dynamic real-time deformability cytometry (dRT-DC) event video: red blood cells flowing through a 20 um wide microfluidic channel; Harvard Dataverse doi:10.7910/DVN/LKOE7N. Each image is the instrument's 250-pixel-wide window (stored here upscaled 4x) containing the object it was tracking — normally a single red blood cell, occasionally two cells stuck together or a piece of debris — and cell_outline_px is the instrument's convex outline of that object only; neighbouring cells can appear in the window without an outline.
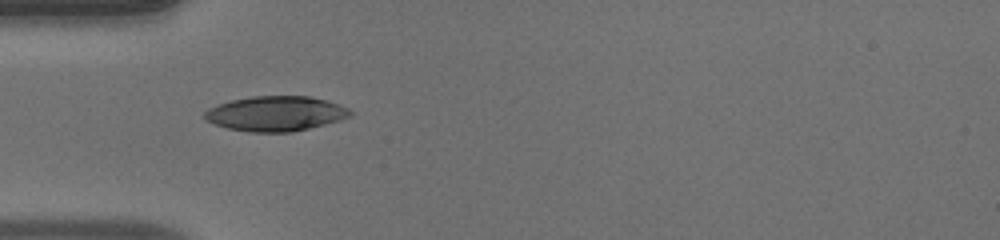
{"species": "human", "species_latin": "Homo sapiens", "temperature_condition": "warm", "stored_images_in_passage": 35, "camera_frame_rate_fps": 3000, "um_per_image_px": 0.085, "donor": {"sex": "male"}, "frame": {"image": 1, "passage_image": 1, "time_ms": 0.0, "image_size_px": [1000, 240], "cell_outline_px": [[352, 116], [340, 120], [292, 132], [248, 132], [228, 128], [204, 120], [204, 112], [208, 108], [216, 104], [232, 100], [252, 96], [308, 96], [324, 100], [348, 108], [352, 112]], "centroid_in_image_um": [23.39, 9.66], "position_along_channel_um": 61.6, "area_um2": 29.54}}
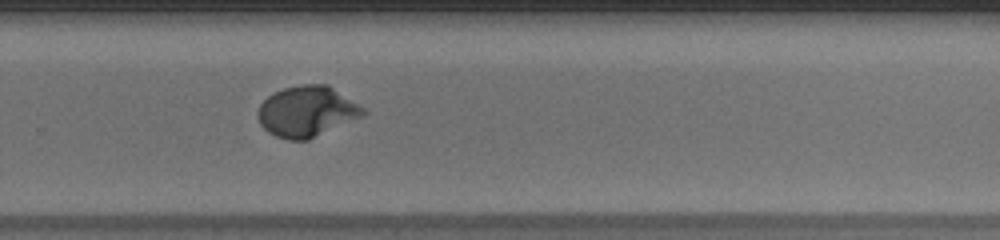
{"frame": {"image": 2, "passage_image": 19, "time_ms": 6.0, "image_size_px": [1000, 240], "cell_outline_px": [[364, 116], [308, 140], [288, 140], [276, 136], [268, 132], [260, 124], [256, 116], [256, 112], [260, 104], [268, 96], [284, 88], [300, 84], [328, 84], [360, 104], [364, 108]], "centroid_in_image_um": [26.08, 9.47], "position_along_channel_um": 303.7, "area_um2": 31.33}}
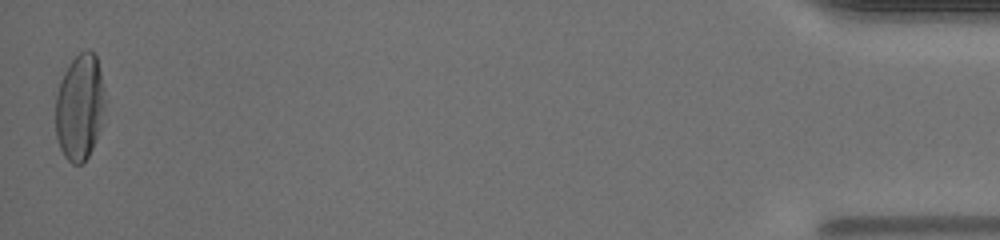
{"frame": {"image": 3, "passage_image": 35, "time_ms": 11.333, "image_size_px": [1000, 240], "cell_outline_px": [[104, 108], [100, 128], [92, 148], [84, 164], [72, 164], [64, 156], [60, 148], [56, 136], [56, 96], [64, 72], [72, 60], [80, 52], [88, 48], [96, 56], [100, 72], [104, 100]], "centroid_in_image_um": [6.76, 9.13], "position_along_channel_um": 428.4, "area_um2": 30.23}, "authors_computed_cell_mechanics": {"area_um2": 29.767, "velocity_mm_per_s": 4.0772, "shape_relaxation_time_tau1_ms": 3.6619, "shape_relaxation_time_tau2_ms": null, "deformation_change_tau1": 0.2312, "deformation_change_tau2": null}}